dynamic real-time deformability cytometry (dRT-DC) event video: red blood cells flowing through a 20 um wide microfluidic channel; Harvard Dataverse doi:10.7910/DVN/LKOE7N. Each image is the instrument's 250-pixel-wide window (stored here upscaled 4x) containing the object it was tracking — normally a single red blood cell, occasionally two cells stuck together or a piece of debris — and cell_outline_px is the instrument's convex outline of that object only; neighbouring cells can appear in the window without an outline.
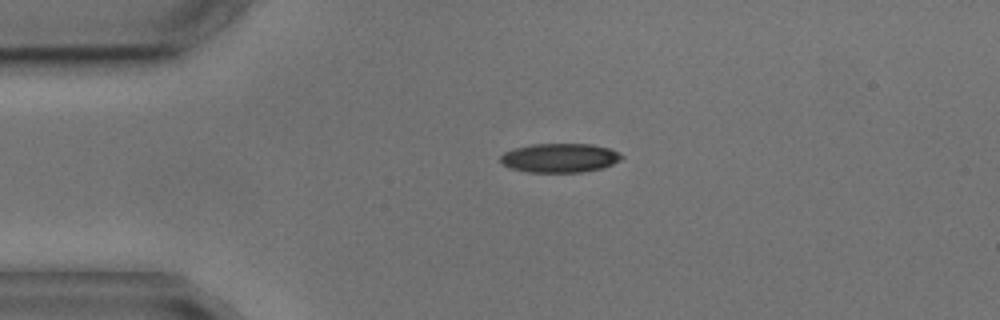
{"species": "common noctule bat (a hibernating species)", "species_latin": "Nyctalus noctula", "temperature_condition": "cold", "stored_images_in_passage": 3, "camera_frame_rate_fps": 3000, "um_per_image_px": 0.085, "animal": {"sex": "male", "body_mass_g": 17.9, "forearm_length_mm": 54.2}, "frame": {"image": 1, "passage_image": 1, "time_ms": 0.0, "image_size_px": [1000, 320], "cell_outline_px": [[624, 156], [620, 160], [604, 168], [580, 172], [528, 172], [512, 168], [504, 164], [500, 160], [500, 156], [504, 152], [512, 148], [532, 144], [592, 144], [608, 148]], "centroid_in_image_um": [47.57, 13.42], "position_along_channel_um": 37.4, "area_um2": 20.46}}